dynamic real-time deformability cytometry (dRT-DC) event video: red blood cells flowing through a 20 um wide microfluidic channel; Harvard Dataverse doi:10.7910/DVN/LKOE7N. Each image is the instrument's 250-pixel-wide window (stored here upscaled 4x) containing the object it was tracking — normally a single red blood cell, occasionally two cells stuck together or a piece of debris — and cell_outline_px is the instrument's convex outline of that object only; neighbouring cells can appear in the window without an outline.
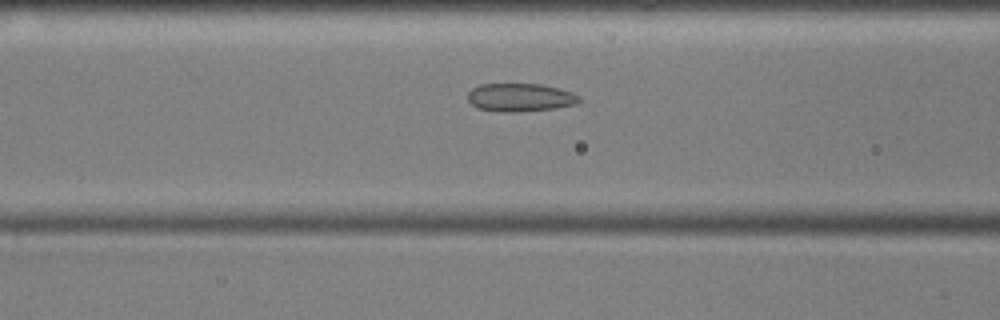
{"species": "common noctule bat (a hibernating species)", "species_latin": "Nyctalus noctula", "temperature_condition": "cold", "stored_images_in_passage": 53, "camera_frame_rate_fps": 3000, "um_per_image_px": 0.085, "animal": {"sex": "male", "body_mass_g": 17.9, "forearm_length_mm": 54.2}, "frame": {"image": 1, "passage_image": 21, "time_ms": 6.667, "image_size_px": [1000, 320], "cell_outline_px": [[580, 100], [576, 104], [556, 108], [516, 112], [500, 112], [476, 108], [468, 100], [468, 92], [472, 88], [480, 84], [540, 84], [572, 92], [580, 96]], "centroid_in_image_um": [44.19, 8.29], "position_along_channel_um": 122.4, "area_um2": 18.32}}
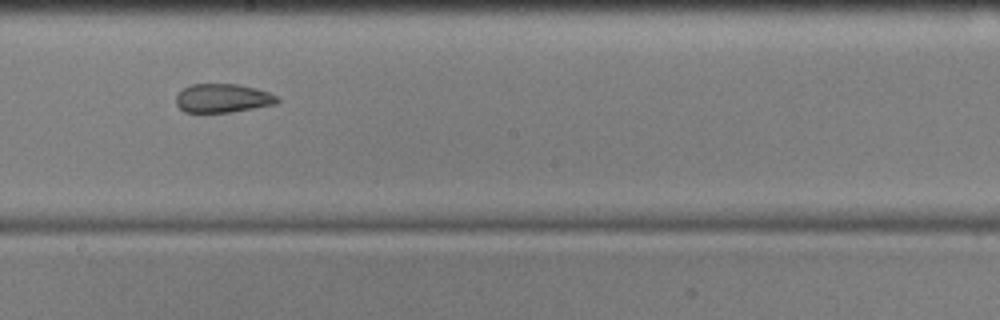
{"frame": {"image": 2, "passage_image": 30, "time_ms": 9.667, "image_size_px": [1000, 320], "cell_outline_px": [[280, 100], [276, 104], [232, 112], [184, 112], [176, 104], [176, 96], [184, 88], [192, 84], [240, 84], [256, 88], [268, 92], [276, 96]], "centroid_in_image_um": [18.94, 8.34], "position_along_channel_um": 229.3, "area_um2": 16.94}}
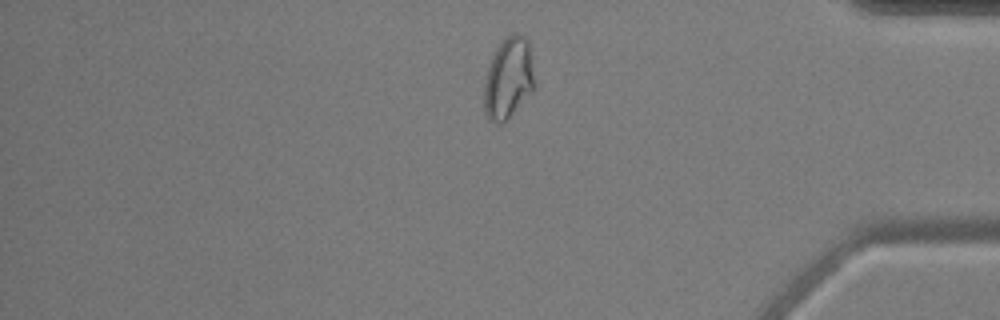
{"frame": {"image": 3, "passage_image": 46, "time_ms": 15.0, "image_size_px": [1000, 320], "cell_outline_px": [[536, 88], [504, 124], [496, 124], [488, 120], [484, 112], [484, 84], [488, 68], [492, 56], [496, 48], [508, 36], [516, 32], [520, 32], [528, 40]], "centroid_in_image_um": [43.22, 6.71], "position_along_channel_um": 392.0, "area_um2": 24.28}, "authors_computed_cell_mechanics": {"area_um2": 20.4034, "velocity_mm_per_s": 3.5579, "shape_relaxation_time_tau1_ms": null, "shape_relaxation_time_tau2_ms": 2.1764, "deformation_change_tau1": null, "deformation_change_tau2": 0.0648}}